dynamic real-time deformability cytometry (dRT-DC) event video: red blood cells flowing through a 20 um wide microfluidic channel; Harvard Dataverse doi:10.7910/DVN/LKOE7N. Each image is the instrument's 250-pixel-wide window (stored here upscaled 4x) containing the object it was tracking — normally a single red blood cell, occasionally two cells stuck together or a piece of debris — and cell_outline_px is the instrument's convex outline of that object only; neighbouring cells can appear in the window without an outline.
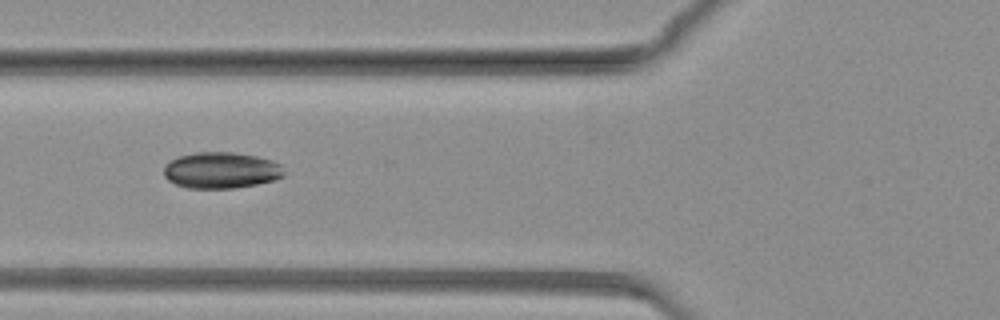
{"species": "common noctule bat (a hibernating species)", "species_latin": "Nyctalus noctula", "temperature_condition": "warm", "stored_images_in_passage": 83, "camera_frame_rate_fps": 3000, "um_per_image_px": 0.085, "animal": {"sex": "female", "body_mass_g": 19.3, "forearm_length_mm": 54.1}, "frame": {"image": 1, "passage_image": 31, "time_ms": 10.0, "image_size_px": [1000, 320], "cell_outline_px": [[284, 176], [272, 180], [256, 184], [236, 188], [188, 188], [176, 184], [168, 180], [164, 176], [164, 164], [180, 156], [196, 152], [232, 152], [256, 156], [272, 160], [280, 164], [284, 172]], "centroid_in_image_um": [18.79, 14.47], "position_along_channel_um": 107.0, "area_um2": 25.32}}
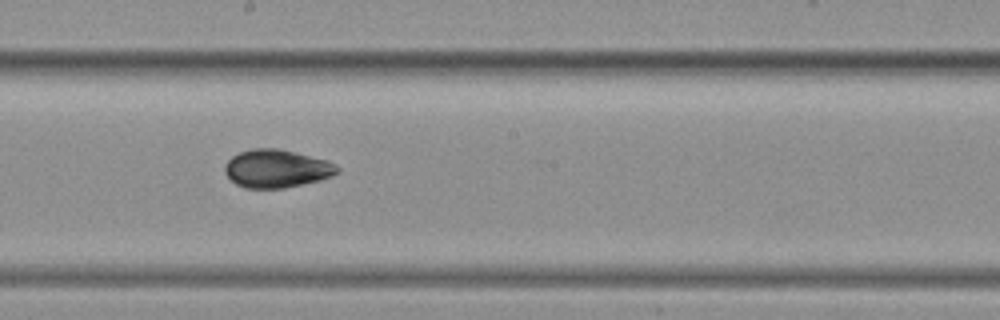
{"frame": {"image": 2, "passage_image": 45, "time_ms": 14.667, "image_size_px": [1000, 320], "cell_outline_px": [[340, 172], [324, 180], [284, 188], [244, 188], [236, 184], [224, 172], [224, 164], [232, 156], [240, 152], [252, 148], [276, 148], [328, 160], [336, 164], [340, 168]], "centroid_in_image_um": [23.54, 14.34], "position_along_channel_um": 224.7, "area_um2": 25.2}}
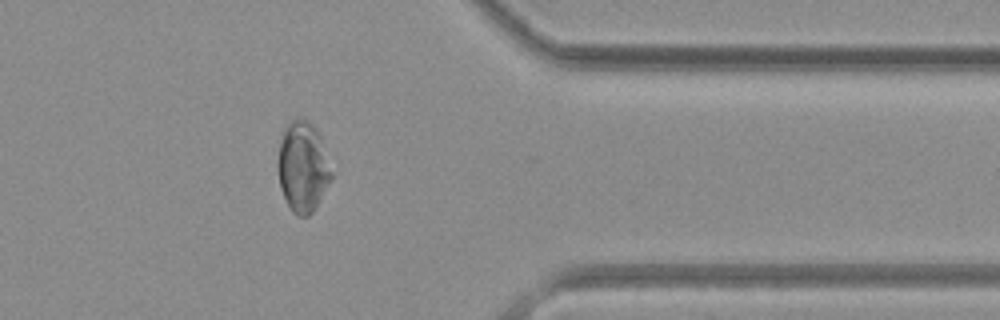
{"frame": {"image": 3, "passage_image": 66, "time_ms": 21.667, "image_size_px": [1000, 320], "cell_outline_px": [[332, 176], [312, 212], [308, 216], [296, 216], [292, 212], [280, 188], [276, 168], [276, 164], [280, 140], [284, 128], [292, 120], [308, 120], [316, 128], [320, 136], [332, 172]], "centroid_in_image_um": [25.7, 14.18], "position_along_channel_um": 385.7, "area_um2": 27.98}}